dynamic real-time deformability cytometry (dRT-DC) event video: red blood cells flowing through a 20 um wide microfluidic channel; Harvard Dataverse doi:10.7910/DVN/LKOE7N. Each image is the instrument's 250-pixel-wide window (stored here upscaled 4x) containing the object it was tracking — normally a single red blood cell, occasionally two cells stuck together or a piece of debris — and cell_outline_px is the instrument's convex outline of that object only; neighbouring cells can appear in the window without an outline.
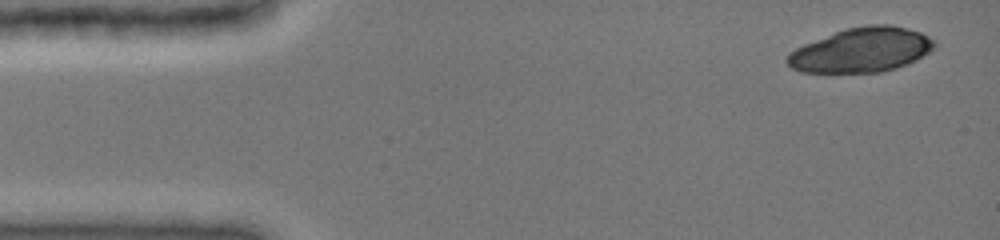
{"species": "common noctule bat (a hibernating species)", "species_latin": "Nyctalus noctula", "temperature_condition": "cold", "stored_images_in_passage": 4, "camera_frame_rate_fps": 3000, "um_per_image_px": 0.085, "animal": {"sex": "female", "body_mass_g": 19.0, "forearm_length_mm": 51.5}, "frame": {"image": 1, "passage_image": 1, "time_ms": 0.0, "image_size_px": [1000, 240], "cell_outline_px": [[936, 44], [928, 52], [916, 60], [908, 64], [884, 72], [800, 72], [792, 68], [784, 60], [788, 52], [804, 44], [836, 32], [848, 28], [868, 24], [888, 24], [920, 32], [936, 40]], "centroid_in_image_um": [73.21, 4.26], "position_along_channel_um": 11.8, "area_um2": 38.03}}